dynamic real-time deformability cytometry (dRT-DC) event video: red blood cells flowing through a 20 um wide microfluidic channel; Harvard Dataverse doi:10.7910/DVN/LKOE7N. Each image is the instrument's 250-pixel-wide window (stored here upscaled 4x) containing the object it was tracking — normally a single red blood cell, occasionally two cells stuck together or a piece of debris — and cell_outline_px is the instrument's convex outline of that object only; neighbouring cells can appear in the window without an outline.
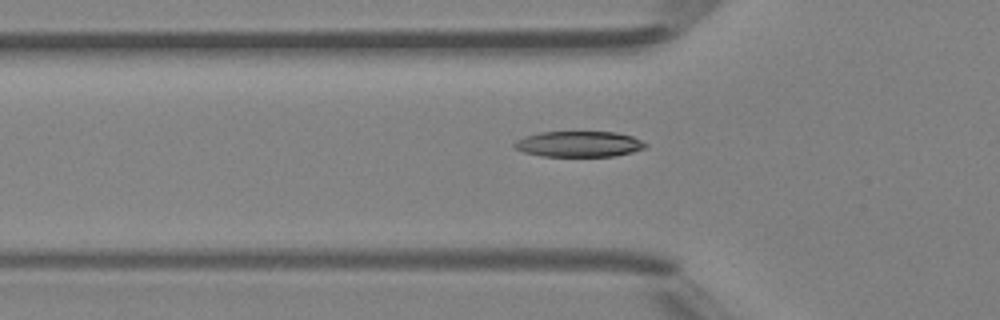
{"species": "Egyptian fruit bat (a non-hibernating species)", "species_latin": "Rousettus aegyptiacus", "temperature_condition": "room temperature", "stored_images_in_passage": 45, "camera_frame_rate_fps": 3000, "um_per_image_px": 0.085, "animal": {"sex": "female"}, "frame": {"image": 1, "passage_image": 16, "time_ms": 5.0, "image_size_px": [1000, 320], "cell_outline_px": [[648, 144], [644, 148], [632, 152], [612, 156], [540, 156], [524, 152], [516, 148], [512, 144], [516, 140], [524, 136], [540, 132], [616, 132], [632, 136]], "centroid_in_image_um": [49.18, 12.24], "position_along_channel_um": 76.6, "area_um2": 19.59}}
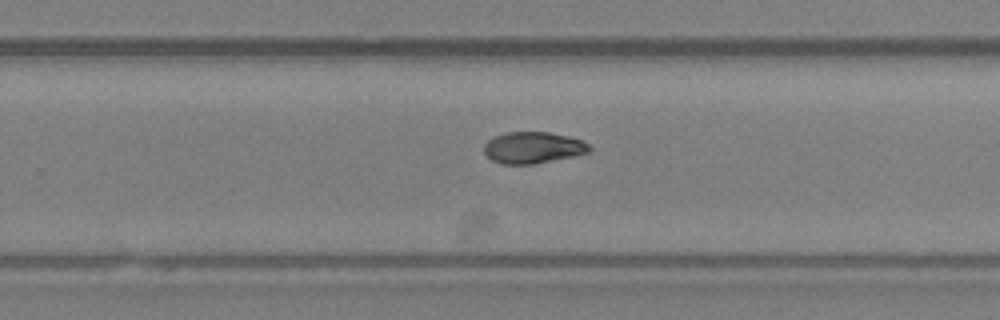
{"frame": {"image": 2, "passage_image": 30, "time_ms": 9.667, "image_size_px": [1000, 320], "cell_outline_px": [[592, 148], [588, 152], [572, 156], [536, 164], [500, 164], [492, 160], [484, 152], [484, 144], [492, 136], [508, 132], [548, 132], [568, 136], [584, 140]], "centroid_in_image_um": [45.29, 12.54], "position_along_channel_um": 284.5, "area_um2": 19.42}}
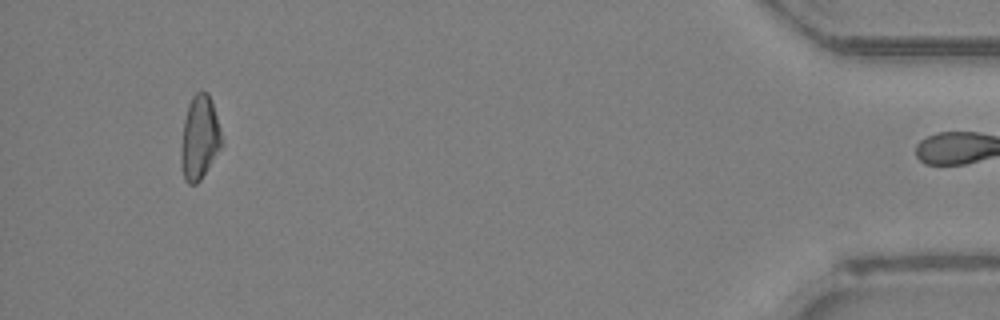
{"frame": {"image": 3, "passage_image": 44, "time_ms": 14.333, "image_size_px": [1000, 320], "cell_outline_px": [[224, 144], [200, 180], [196, 184], [188, 184], [184, 180], [180, 160], [180, 148], [184, 120], [188, 104], [192, 96], [200, 88], [208, 92], [224, 140]], "centroid_in_image_um": [16.96, 11.7], "position_along_channel_um": 418.2, "area_um2": 20.23}, "authors_computed_cell_mechanics": {"area_um2": 19.8832, "velocity_mm_per_s": 4.4629, "shape_relaxation_time_tau1_ms": 4.3848, "shape_relaxation_time_tau2_ms": null, "deformation_change_tau1": 0.171, "deformation_change_tau2": null}}